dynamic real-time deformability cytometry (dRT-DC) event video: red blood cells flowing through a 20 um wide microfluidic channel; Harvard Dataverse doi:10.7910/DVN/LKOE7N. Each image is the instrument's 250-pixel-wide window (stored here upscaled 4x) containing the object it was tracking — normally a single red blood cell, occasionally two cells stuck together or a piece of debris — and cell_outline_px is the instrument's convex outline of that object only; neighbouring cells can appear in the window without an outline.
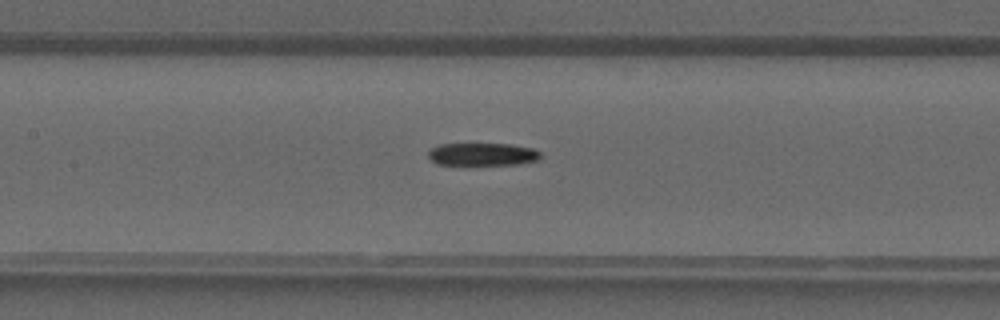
{"species": "common noctule bat (a hibernating species)", "species_latin": "Nyctalus noctula", "temperature_condition": "warm", "stored_images_in_passage": 29, "camera_frame_rate_fps": 3000, "um_per_image_px": 0.085, "animal": {"sex": "male", "forearm_length_mm": 52.5}, "frame": {"image": 1, "passage_image": 12, "time_ms": 3.667, "image_size_px": [1000, 320], "cell_outline_px": [[540, 156], [536, 160], [516, 164], [436, 164], [428, 156], [428, 152], [432, 148], [440, 144], [508, 144], [532, 148], [540, 152]], "centroid_in_image_um": [40.98, 13.1], "position_along_channel_um": 166.4, "area_um2": 14.51}}
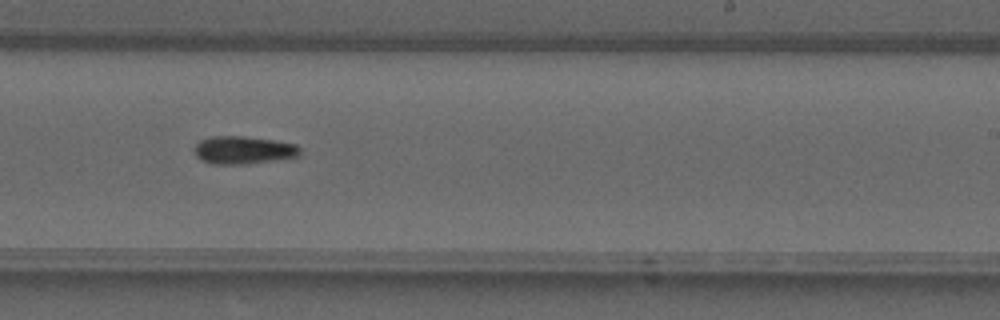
{"frame": {"image": 2, "passage_image": 18, "time_ms": 5.667, "image_size_px": [1000, 320], "cell_outline_px": [[300, 156], [244, 164], [212, 164], [196, 156], [196, 144], [200, 140], [212, 136], [244, 136], [276, 140], [296, 144], [300, 148]], "centroid_in_image_um": [20.72, 12.74], "position_along_channel_um": 268.3, "area_um2": 16.99}}
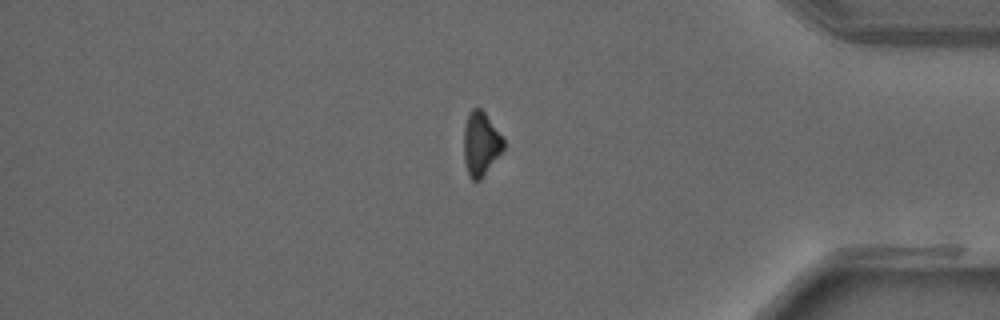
{"frame": {"image": 3, "passage_image": 27, "time_ms": 8.667, "image_size_px": [1000, 320], "cell_outline_px": [[504, 148], [480, 180], [472, 180], [468, 176], [464, 160], [464, 128], [468, 116], [472, 108], [480, 108], [484, 112], [504, 140]], "centroid_in_image_um": [40.85, 12.24], "position_along_channel_um": 394.4, "area_um2": 14.45}}